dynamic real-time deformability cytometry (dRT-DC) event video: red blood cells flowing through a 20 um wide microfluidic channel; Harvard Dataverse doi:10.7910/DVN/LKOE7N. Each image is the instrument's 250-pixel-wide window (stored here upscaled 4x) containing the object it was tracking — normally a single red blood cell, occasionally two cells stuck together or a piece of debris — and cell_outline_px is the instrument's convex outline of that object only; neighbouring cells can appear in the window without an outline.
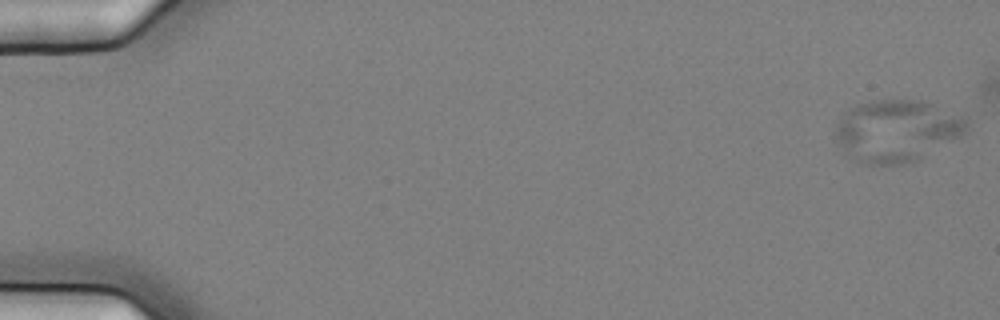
{"species": "common noctule bat (a hibernating species)", "species_latin": "Nyctalus noctula", "temperature_condition": "cold", "stored_images_in_passage": 6, "camera_frame_rate_fps": 3000, "um_per_image_px": 0.085, "animal": {"sex": "female", "body_mass_g": 25.1}, "frame": {"image": 1, "passage_image": 1, "time_ms": 0.0, "image_size_px": [1000, 320], "cell_outline_px": [[968, 132], [920, 160], [900, 164], [864, 164], [848, 156], [844, 152], [832, 136], [832, 132], [836, 124], [844, 112], [848, 108], [856, 104], [868, 100], [924, 100], [968, 116]], "centroid_in_image_um": [76.24, 11.1], "position_along_channel_um": 8.8, "area_um2": 48.67}}